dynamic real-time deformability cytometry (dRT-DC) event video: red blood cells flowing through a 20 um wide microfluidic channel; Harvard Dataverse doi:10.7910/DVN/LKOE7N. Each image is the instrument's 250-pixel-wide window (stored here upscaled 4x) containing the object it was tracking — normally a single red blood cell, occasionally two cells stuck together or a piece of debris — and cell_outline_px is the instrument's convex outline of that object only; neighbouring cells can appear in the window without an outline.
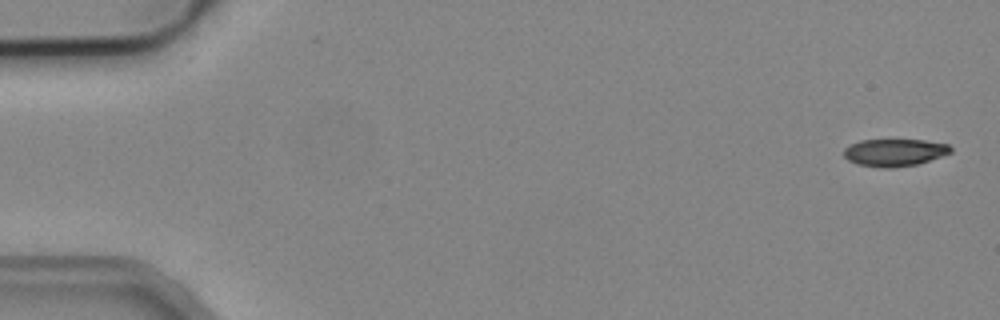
{"species": "common noctule bat (a hibernating species)", "species_latin": "Nyctalus noctula", "temperature_condition": "cold", "stored_images_in_passage": 6, "camera_frame_rate_fps": 3000, "um_per_image_px": 0.085, "animal": {"sex": "male", "body_mass_g": 19.2, "forearm_length_mm": 51.8}, "frame": {"image": 1, "passage_image": 1, "time_ms": 0.0, "image_size_px": [1000, 320], "cell_outline_px": [[952, 152], [916, 164], [892, 168], [880, 168], [856, 164], [848, 160], [844, 156], [844, 148], [848, 144], [860, 140], [924, 140], [948, 144], [952, 148]], "centroid_in_image_um": [75.98, 12.96], "position_along_channel_um": 9.0, "area_um2": 17.05}}
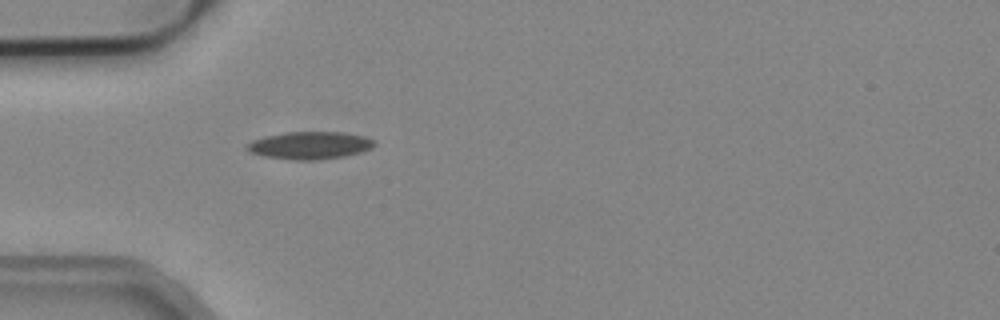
{"frame": {"image": 2, "passage_image": 6, "time_ms": 1.667, "image_size_px": [1000, 320], "cell_outline_px": [[376, 144], [372, 148], [360, 152], [344, 156], [312, 160], [296, 160], [264, 156], [248, 152], [244, 148], [252, 140], [264, 136], [284, 132], [344, 132], [364, 136], [372, 140]], "centroid_in_image_um": [26.3, 12.35], "position_along_channel_um": 58.7, "area_um2": 20.4}}